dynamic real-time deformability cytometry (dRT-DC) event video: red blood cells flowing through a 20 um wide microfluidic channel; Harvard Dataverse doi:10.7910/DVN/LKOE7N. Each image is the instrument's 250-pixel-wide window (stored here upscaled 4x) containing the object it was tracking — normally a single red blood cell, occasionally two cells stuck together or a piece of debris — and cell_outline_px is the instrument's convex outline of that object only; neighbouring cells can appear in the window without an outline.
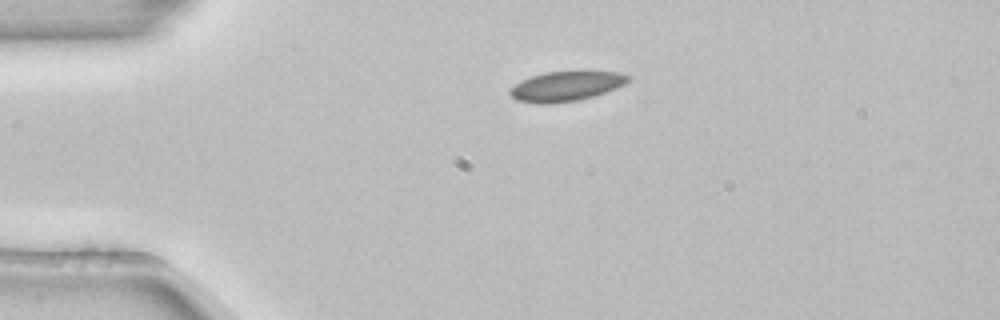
{"species": "common noctule bat (a hibernating species)", "species_latin": "Nyctalus noctula", "temperature_condition": "room temperature", "stored_images_in_passage": 2, "camera_frame_rate_fps": 3000, "um_per_image_px": 0.085, "animal": {"sex": "female", "body_mass_g": 22.7, "forearm_length_mm": 54.2}, "frame": {"image": 1, "passage_image": 1, "time_ms": 0.0, "image_size_px": [1000, 320], "cell_outline_px": [[632, 76], [624, 84], [616, 88], [592, 96], [576, 100], [552, 104], [536, 104], [516, 100], [508, 92], [508, 88], [532, 76], [544, 72], [620, 72]], "centroid_in_image_um": [48.08, 7.34], "position_along_channel_um": 36.9, "area_um2": 20.29}}